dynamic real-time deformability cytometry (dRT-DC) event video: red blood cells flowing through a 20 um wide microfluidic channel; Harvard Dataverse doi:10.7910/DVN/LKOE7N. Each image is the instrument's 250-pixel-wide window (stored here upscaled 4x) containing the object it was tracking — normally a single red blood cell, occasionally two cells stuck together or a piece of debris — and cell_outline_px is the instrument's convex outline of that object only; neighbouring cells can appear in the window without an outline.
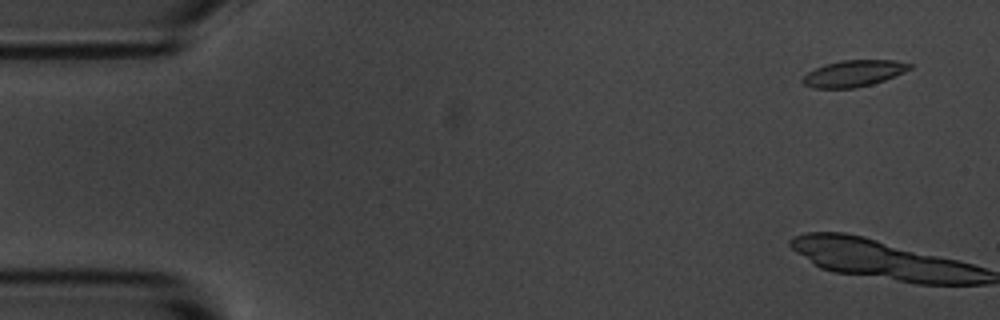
{"species": "common noctule bat (a hibernating species)", "species_latin": "Nyctalus noctula", "temperature_condition": "room temperature", "stored_images_in_passage": 3, "camera_frame_rate_fps": 3000, "um_per_image_px": 0.085, "animal": {"sex": "male", "body_mass_g": 20.1, "forearm_length_mm": 53.5}, "frame": {"image": 1, "passage_image": 1, "time_ms": 0.0, "image_size_px": [1000, 320], "cell_outline_px": [[912, 68], [904, 72], [884, 80], [872, 84], [856, 88], [816, 88], [804, 84], [800, 80], [808, 72], [824, 64], [840, 60], [896, 60], [912, 64]], "centroid_in_image_um": [72.57, 6.23], "position_along_channel_um": 12.4, "area_um2": 16.47}}